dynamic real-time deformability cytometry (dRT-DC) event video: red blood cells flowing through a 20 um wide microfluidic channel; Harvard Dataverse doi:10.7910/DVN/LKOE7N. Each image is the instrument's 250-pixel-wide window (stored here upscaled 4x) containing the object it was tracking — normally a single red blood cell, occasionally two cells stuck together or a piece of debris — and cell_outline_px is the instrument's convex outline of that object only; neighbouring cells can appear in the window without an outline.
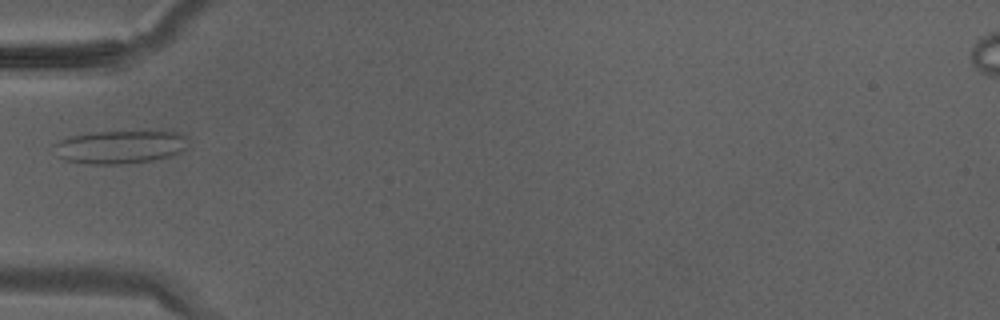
{"species": "Egyptian fruit bat (a non-hibernating species)", "species_latin": "Rousettus aegyptiacus", "temperature_condition": "warm", "stored_images_in_passage": 24, "camera_frame_rate_fps": 3000, "um_per_image_px": 0.085, "animal": {"sex": "male"}, "frame": {"image": 1, "passage_image": 1, "time_ms": 0.0, "image_size_px": [1000, 320], "cell_outline_px": [[188, 148], [168, 156], [148, 160], [120, 164], [92, 164], [64, 160], [56, 156], [52, 144], [60, 140], [72, 136], [92, 132], [176, 132], [184, 136]], "centroid_in_image_um": [10.11, 12.49], "position_along_channel_um": 74.9, "area_um2": 25.49}}